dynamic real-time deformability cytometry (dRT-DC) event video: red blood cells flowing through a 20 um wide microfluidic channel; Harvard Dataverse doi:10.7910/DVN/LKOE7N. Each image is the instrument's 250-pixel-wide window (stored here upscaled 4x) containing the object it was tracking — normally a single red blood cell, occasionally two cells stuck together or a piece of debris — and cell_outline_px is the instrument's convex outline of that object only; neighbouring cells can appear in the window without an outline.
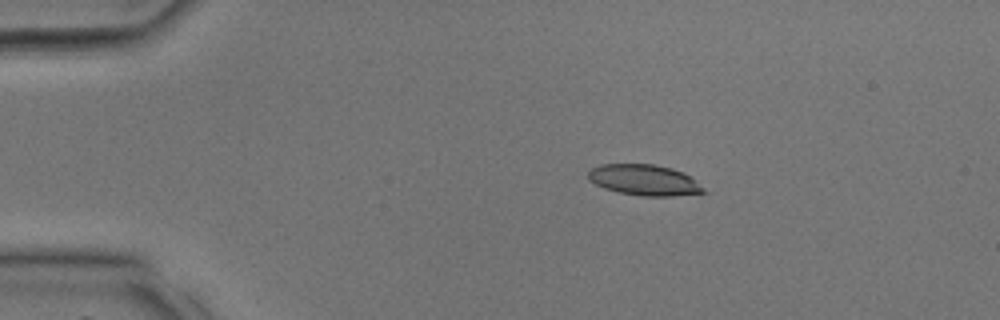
{"species": "common noctule bat (a hibernating species)", "species_latin": "Nyctalus noctula", "temperature_condition": "room temperature", "stored_images_in_passage": 29, "camera_frame_rate_fps": 3000, "um_per_image_px": 0.085, "animal": {"sex": "male", "body_mass_g": 17.9, "forearm_length_mm": 54.2}, "frame": {"image": 1, "passage_image": 1, "time_ms": 0.0, "image_size_px": [1000, 320], "cell_outline_px": [[708, 192], [672, 196], [640, 196], [620, 192], [604, 188], [588, 180], [588, 172], [592, 168], [600, 164], [656, 164], [672, 168], [684, 172], [704, 188]], "centroid_in_image_um": [54.76, 15.3], "position_along_channel_um": 30.2, "area_um2": 20.75}}
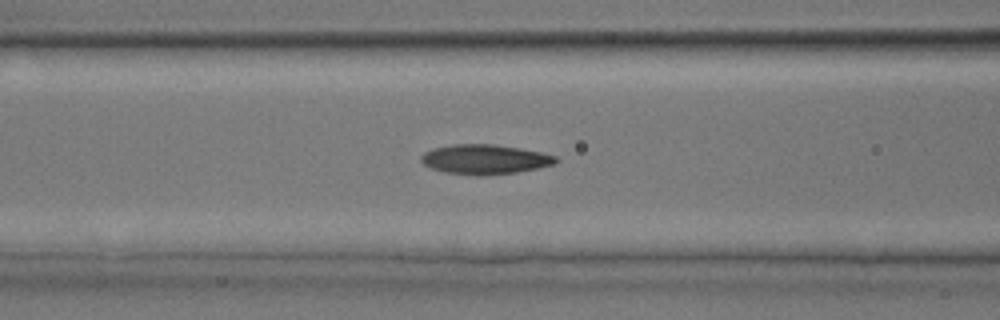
{"frame": {"image": 2, "passage_image": 9, "time_ms": 2.667, "image_size_px": [1000, 320], "cell_outline_px": [[560, 160], [552, 164], [536, 168], [516, 172], [480, 176], [476, 176], [444, 172], [432, 168], [424, 164], [420, 160], [420, 156], [424, 152], [432, 148], [452, 144], [492, 144], [520, 148], [540, 152], [556, 156]], "centroid_in_image_um": [41.17, 13.54], "position_along_channel_um": 125.4, "area_um2": 23.29}}
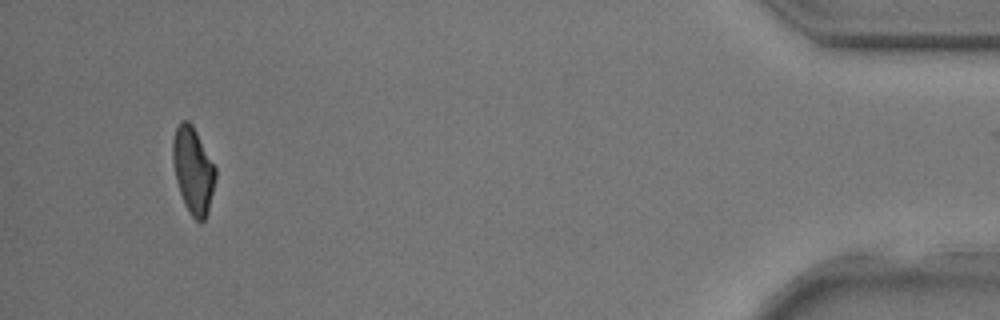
{"frame": {"image": 3, "passage_image": 28, "time_ms": 9.0, "image_size_px": [1000, 320], "cell_outline_px": [[216, 176], [208, 212], [204, 220], [200, 224], [188, 212], [184, 204], [176, 180], [172, 160], [172, 140], [176, 128], [180, 120], [188, 120], [192, 124], [216, 168]], "centroid_in_image_um": [16.4, 14.48], "position_along_channel_um": 418.8, "area_um2": 21.56}}